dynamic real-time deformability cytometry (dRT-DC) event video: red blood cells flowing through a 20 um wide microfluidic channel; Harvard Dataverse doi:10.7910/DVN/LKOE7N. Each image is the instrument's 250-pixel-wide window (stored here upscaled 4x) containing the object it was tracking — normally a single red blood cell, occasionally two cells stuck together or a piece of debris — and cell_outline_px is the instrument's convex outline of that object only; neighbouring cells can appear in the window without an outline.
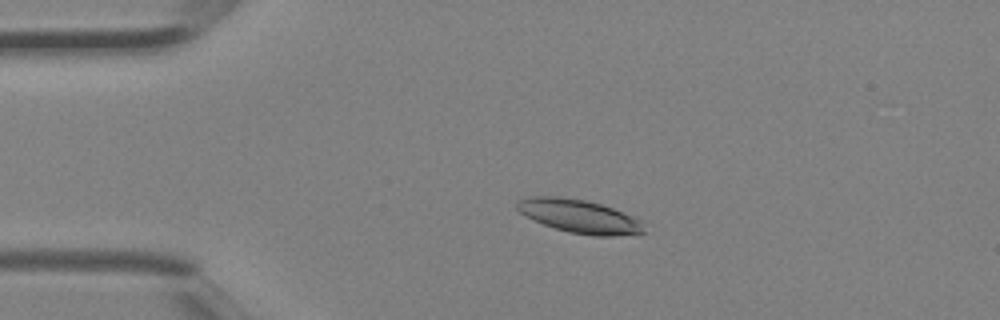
{"species": "Egyptian fruit bat (a non-hibernating species)", "species_latin": "Rousettus aegyptiacus", "temperature_condition": "room temperature", "stored_images_in_passage": 3, "camera_frame_rate_fps": 3000, "um_per_image_px": 0.085, "animal": {"sex": "female"}, "frame": {"image": 1, "passage_image": 2, "time_ms": 0.333, "image_size_px": [1000, 320], "cell_outline_px": [[644, 232], [640, 236], [596, 236], [568, 232], [544, 224], [524, 216], [516, 208], [516, 200], [524, 196], [560, 196], [584, 200], [600, 204], [612, 208], [636, 220], [640, 224]], "centroid_in_image_um": [49.16, 18.38], "position_along_channel_um": 35.8, "area_um2": 24.62}}
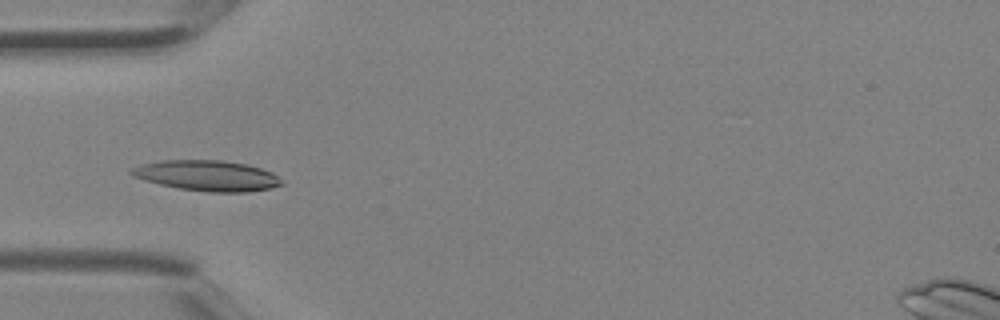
{"frame": {"image": 2, "passage_image": 3, "time_ms": 0.667, "image_size_px": [1000, 320], "cell_outline_px": [[284, 184], [268, 188], [248, 192], [208, 192], [180, 188], [160, 184], [144, 180], [132, 176], [128, 172], [132, 168], [140, 164], [164, 160], [220, 160], [244, 164], [260, 168], [272, 172]], "centroid_in_image_um": [17.56, 14.93], "position_along_channel_um": 67.4, "area_um2": 26.47}}